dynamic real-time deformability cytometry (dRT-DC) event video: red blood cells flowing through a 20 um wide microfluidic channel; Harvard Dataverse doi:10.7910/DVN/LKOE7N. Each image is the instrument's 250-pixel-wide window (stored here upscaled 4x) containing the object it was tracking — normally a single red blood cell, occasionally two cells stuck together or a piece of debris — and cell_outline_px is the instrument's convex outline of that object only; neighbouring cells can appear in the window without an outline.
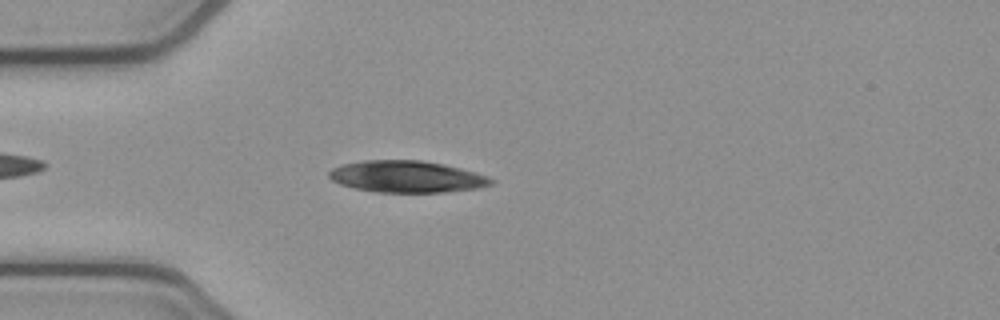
{"species": "common noctule bat (a hibernating species)", "species_latin": "Nyctalus noctula", "temperature_condition": "cold", "stored_images_in_passage": 43, "camera_frame_rate_fps": 3000, "um_per_image_px": 0.085, "animal": {"sex": "female", "body_mass_g": 21.9}, "frame": {"image": 1, "passage_image": 6, "time_ms": 1.667, "image_size_px": [1000, 320], "cell_outline_px": [[496, 180], [492, 184], [480, 188], [444, 192], [376, 192], [356, 188], [340, 184], [332, 180], [328, 176], [328, 172], [332, 168], [344, 164], [364, 160], [420, 160], [444, 164], [460, 168], [488, 176]], "centroid_in_image_um": [34.6, 15.01], "position_along_channel_um": 50.4, "area_um2": 29.94}}
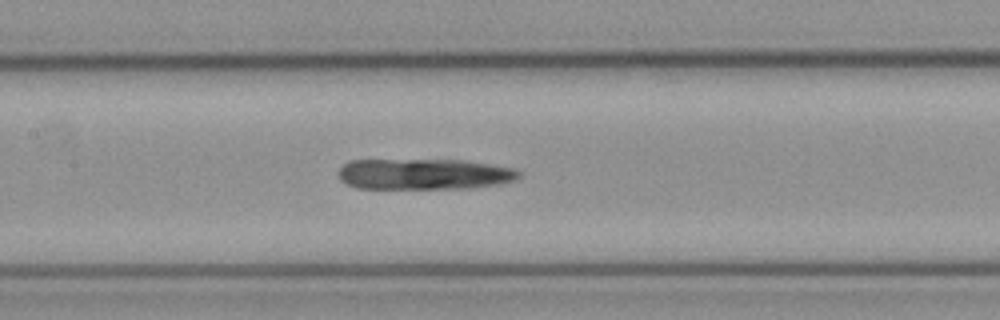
{"frame": {"image": 2, "passage_image": 16, "time_ms": 5.0, "image_size_px": [1000, 320], "cell_outline_px": [[520, 176], [516, 180], [500, 184], [472, 188], [356, 188], [344, 184], [340, 180], [340, 168], [348, 160], [464, 160], [516, 168], [520, 172]], "centroid_in_image_um": [36.07, 14.8], "position_along_channel_um": 171.3, "area_um2": 32.66}}